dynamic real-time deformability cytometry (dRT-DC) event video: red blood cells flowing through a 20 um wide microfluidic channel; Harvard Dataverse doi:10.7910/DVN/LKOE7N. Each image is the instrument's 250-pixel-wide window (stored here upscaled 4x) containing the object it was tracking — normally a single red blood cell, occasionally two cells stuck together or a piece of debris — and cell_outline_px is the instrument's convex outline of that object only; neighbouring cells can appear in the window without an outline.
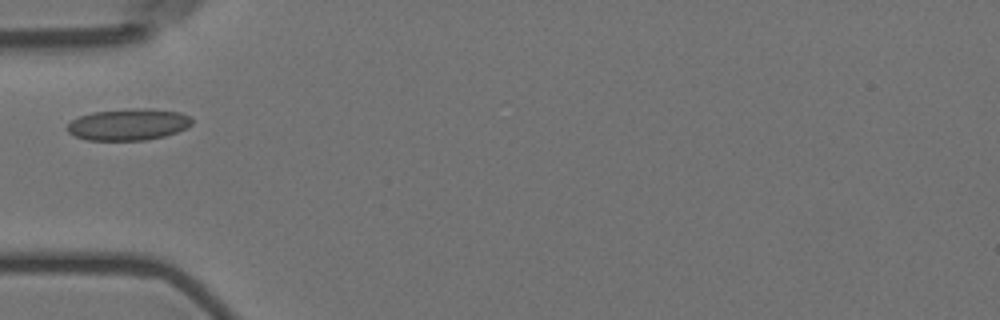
{"species": "Egyptian fruit bat (a non-hibernating species)", "species_latin": "Rousettus aegyptiacus", "temperature_condition": "room temperature", "stored_images_in_passage": 4, "camera_frame_rate_fps": 3000, "um_per_image_px": 0.085, "animal": {"sex": "female"}, "frame": {"image": 1, "passage_image": 4, "time_ms": 1.0, "image_size_px": [1000, 320], "cell_outline_px": [[192, 124], [176, 132], [164, 136], [144, 140], [88, 140], [76, 136], [68, 132], [64, 128], [72, 120], [80, 116], [92, 112], [132, 108], [148, 108], [180, 112], [188, 116], [192, 120]], "centroid_in_image_um": [10.88, 10.57], "position_along_channel_um": 74.1, "area_um2": 22.89}}